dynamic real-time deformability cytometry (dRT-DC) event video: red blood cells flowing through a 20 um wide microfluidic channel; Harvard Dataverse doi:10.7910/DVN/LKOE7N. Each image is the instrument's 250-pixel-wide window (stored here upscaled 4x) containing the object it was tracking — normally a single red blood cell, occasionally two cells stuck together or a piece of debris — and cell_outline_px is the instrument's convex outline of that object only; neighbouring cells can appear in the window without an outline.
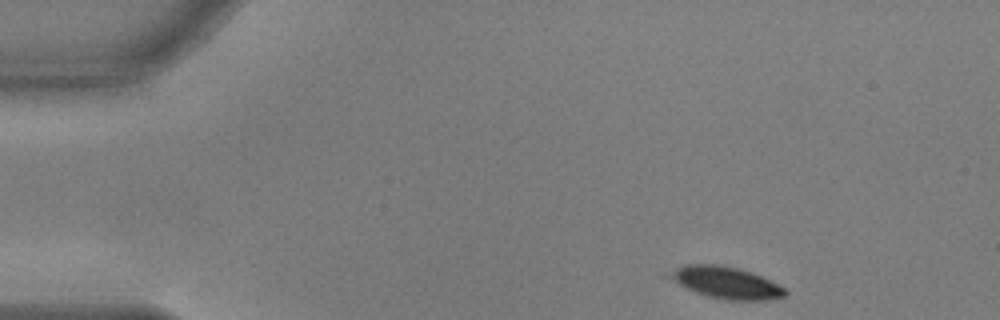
{"species": "common noctule bat (a hibernating species)", "species_latin": "Nyctalus noctula", "temperature_condition": "warm", "stored_images_in_passage": 42, "camera_frame_rate_fps": 3000, "um_per_image_px": 0.085, "animal": {"sex": "male", "body_mass_g": 17.9, "forearm_length_mm": 54.2}, "frame": {"image": 1, "passage_image": 1, "time_ms": 0.0, "image_size_px": [1000, 320], "cell_outline_px": [[788, 292], [784, 296], [764, 300], [728, 300], [708, 296], [684, 288], [664, 276], [664, 272], [688, 264], [716, 264], [736, 268], [752, 272], [784, 288]], "centroid_in_image_um": [61.6, 24.01], "position_along_channel_um": 23.4, "area_um2": 21.39}}
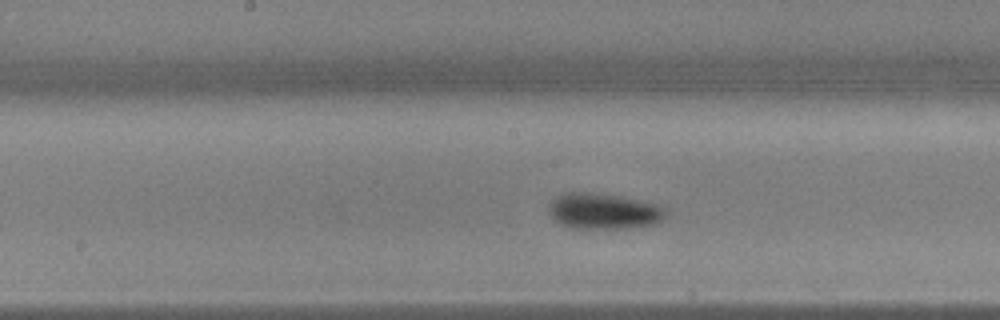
{"frame": {"image": 2, "passage_image": 22, "time_ms": 7.0, "image_size_px": [1000, 320], "cell_outline_px": [[668, 212], [656, 224], [628, 228], [572, 228], [560, 224], [552, 220], [548, 212], [548, 204], [556, 196], [564, 192], [592, 192], [620, 196], [644, 200], [656, 204]], "centroid_in_image_um": [51.25, 17.94], "position_along_channel_um": 196.9, "area_um2": 24.8}}
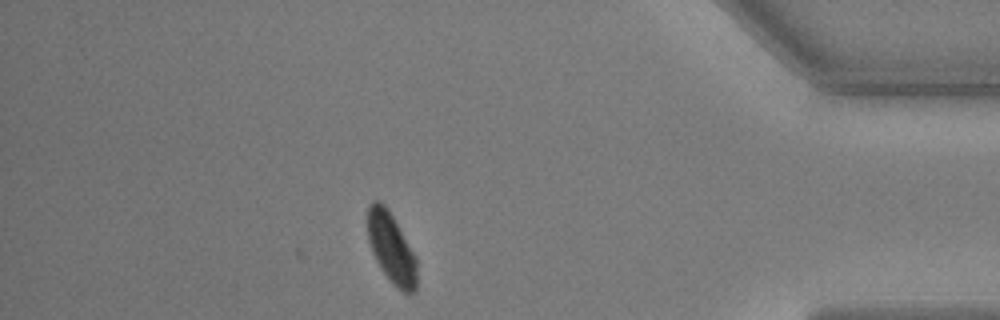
{"frame": {"image": 3, "passage_image": 42, "time_ms": 13.667, "image_size_px": [1000, 320], "cell_outline_px": [[416, 292], [408, 296], [392, 284], [376, 260], [372, 252], [368, 240], [368, 204], [372, 200], [380, 200], [388, 208], [416, 256]], "centroid_in_image_um": [33.27, 21.09], "position_along_channel_um": 401.9, "area_um2": 20.35}, "authors_computed_cell_mechanics": {"area_um2": 22.3397, "velocity_mm_per_s": 3.6464, "shape_relaxation_time_tau1_ms": 2.5054, "shape_relaxation_time_tau2_ms": null, "deformation_change_tau1": 0.1124, "deformation_change_tau2": null}}